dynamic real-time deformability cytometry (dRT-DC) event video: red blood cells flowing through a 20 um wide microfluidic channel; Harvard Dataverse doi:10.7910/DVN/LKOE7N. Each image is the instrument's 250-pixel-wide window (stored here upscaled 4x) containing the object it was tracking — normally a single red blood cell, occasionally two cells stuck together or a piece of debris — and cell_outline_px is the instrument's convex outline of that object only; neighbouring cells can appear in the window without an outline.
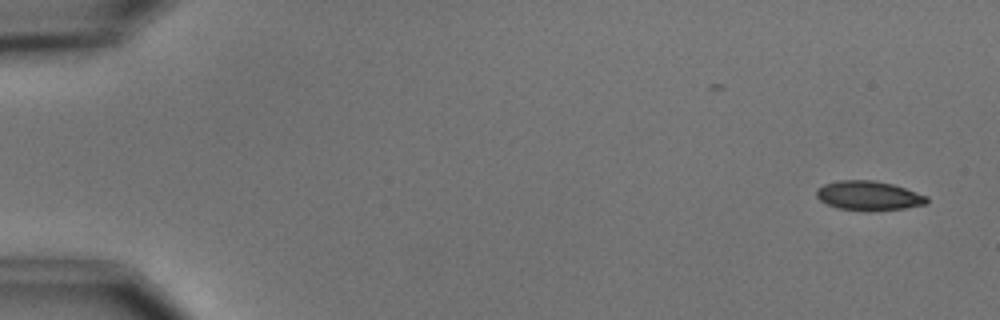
{"species": "common noctule bat (a hibernating species)", "species_latin": "Nyctalus noctula", "temperature_condition": "cold", "stored_images_in_passage": 2, "camera_frame_rate_fps": 3000, "um_per_image_px": 0.085, "animal": {"sex": "male", "body_mass_g": 15.6}, "frame": {"image": 1, "passage_image": 2, "time_ms": 1.0, "image_size_px": [1000, 320], "cell_outline_px": [[928, 204], [904, 208], [840, 208], [828, 204], [820, 200], [816, 196], [816, 188], [824, 184], [840, 180], [872, 180], [892, 184], [928, 196]], "centroid_in_image_um": [73.83, 16.58], "position_along_channel_um": 11.2, "area_um2": 18.03}}